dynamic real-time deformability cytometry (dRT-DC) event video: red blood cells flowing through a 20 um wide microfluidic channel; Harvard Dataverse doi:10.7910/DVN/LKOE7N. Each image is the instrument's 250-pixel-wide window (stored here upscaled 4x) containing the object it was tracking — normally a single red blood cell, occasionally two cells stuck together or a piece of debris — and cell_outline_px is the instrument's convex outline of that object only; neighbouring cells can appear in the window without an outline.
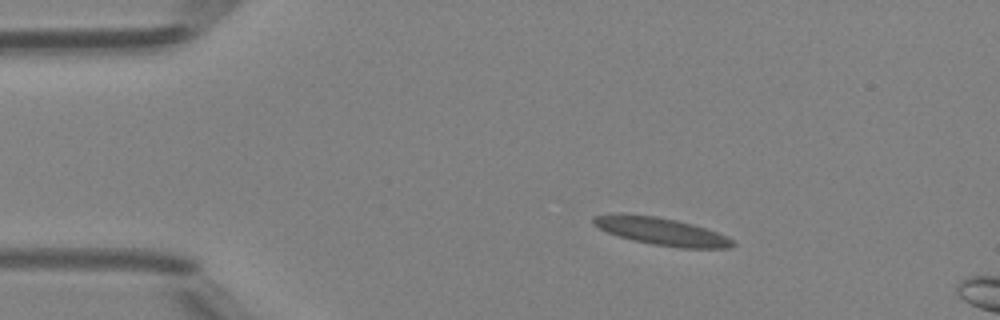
{"species": "Egyptian fruit bat (a non-hibernating species)", "species_latin": "Rousettus aegyptiacus", "temperature_condition": "room temperature", "stored_images_in_passage": 6, "camera_frame_rate_fps": 3000, "um_per_image_px": 0.085, "animal": {"sex": "female"}, "frame": {"image": 1, "passage_image": 1, "time_ms": 0.0, "image_size_px": [1000, 320], "cell_outline_px": [[736, 244], [732, 248], [680, 248], [652, 244], [632, 240], [608, 232], [592, 224], [592, 216], [620, 212], [656, 216], [676, 220], [692, 224], [728, 236]], "centroid_in_image_um": [56.19, 19.65], "position_along_channel_um": 28.8, "area_um2": 22.48}}